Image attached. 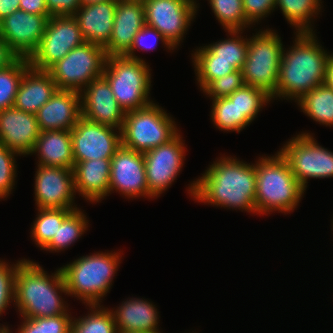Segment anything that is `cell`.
<instances>
[{
    "instance_id": "obj_38",
    "label": "cell",
    "mask_w": 333,
    "mask_h": 333,
    "mask_svg": "<svg viewBox=\"0 0 333 333\" xmlns=\"http://www.w3.org/2000/svg\"><path fill=\"white\" fill-rule=\"evenodd\" d=\"M15 156L18 154L6 146L0 145V199L3 200L10 196L16 183L18 173Z\"/></svg>"
},
{
    "instance_id": "obj_7",
    "label": "cell",
    "mask_w": 333,
    "mask_h": 333,
    "mask_svg": "<svg viewBox=\"0 0 333 333\" xmlns=\"http://www.w3.org/2000/svg\"><path fill=\"white\" fill-rule=\"evenodd\" d=\"M161 106H148L125 112L121 129L122 146L145 153L169 142L179 132L176 122Z\"/></svg>"
},
{
    "instance_id": "obj_5",
    "label": "cell",
    "mask_w": 333,
    "mask_h": 333,
    "mask_svg": "<svg viewBox=\"0 0 333 333\" xmlns=\"http://www.w3.org/2000/svg\"><path fill=\"white\" fill-rule=\"evenodd\" d=\"M121 252H96L60 267L69 296L87 305H101L121 263Z\"/></svg>"
},
{
    "instance_id": "obj_51",
    "label": "cell",
    "mask_w": 333,
    "mask_h": 333,
    "mask_svg": "<svg viewBox=\"0 0 333 333\" xmlns=\"http://www.w3.org/2000/svg\"><path fill=\"white\" fill-rule=\"evenodd\" d=\"M108 0H80L82 5L89 4V3H96V2H103Z\"/></svg>"
},
{
    "instance_id": "obj_27",
    "label": "cell",
    "mask_w": 333,
    "mask_h": 333,
    "mask_svg": "<svg viewBox=\"0 0 333 333\" xmlns=\"http://www.w3.org/2000/svg\"><path fill=\"white\" fill-rule=\"evenodd\" d=\"M244 31H228V39L196 48L192 55H215V60H224L241 70L247 58L248 38L241 36Z\"/></svg>"
},
{
    "instance_id": "obj_1",
    "label": "cell",
    "mask_w": 333,
    "mask_h": 333,
    "mask_svg": "<svg viewBox=\"0 0 333 333\" xmlns=\"http://www.w3.org/2000/svg\"><path fill=\"white\" fill-rule=\"evenodd\" d=\"M187 190L197 202L257 214L255 163L221 156Z\"/></svg>"
},
{
    "instance_id": "obj_14",
    "label": "cell",
    "mask_w": 333,
    "mask_h": 333,
    "mask_svg": "<svg viewBox=\"0 0 333 333\" xmlns=\"http://www.w3.org/2000/svg\"><path fill=\"white\" fill-rule=\"evenodd\" d=\"M184 141L179 131L169 142L143 153L148 190L155 199L171 187L182 170L187 149Z\"/></svg>"
},
{
    "instance_id": "obj_22",
    "label": "cell",
    "mask_w": 333,
    "mask_h": 333,
    "mask_svg": "<svg viewBox=\"0 0 333 333\" xmlns=\"http://www.w3.org/2000/svg\"><path fill=\"white\" fill-rule=\"evenodd\" d=\"M118 0L82 5L73 15L85 41L105 47L112 34Z\"/></svg>"
},
{
    "instance_id": "obj_29",
    "label": "cell",
    "mask_w": 333,
    "mask_h": 333,
    "mask_svg": "<svg viewBox=\"0 0 333 333\" xmlns=\"http://www.w3.org/2000/svg\"><path fill=\"white\" fill-rule=\"evenodd\" d=\"M322 0H276L275 9H281V13L287 22L295 27L296 33L315 32L311 20H315L320 14ZM321 3V4H320Z\"/></svg>"
},
{
    "instance_id": "obj_24",
    "label": "cell",
    "mask_w": 333,
    "mask_h": 333,
    "mask_svg": "<svg viewBox=\"0 0 333 333\" xmlns=\"http://www.w3.org/2000/svg\"><path fill=\"white\" fill-rule=\"evenodd\" d=\"M118 332L158 333L159 312L155 305L142 298H127L115 310L112 308Z\"/></svg>"
},
{
    "instance_id": "obj_53",
    "label": "cell",
    "mask_w": 333,
    "mask_h": 333,
    "mask_svg": "<svg viewBox=\"0 0 333 333\" xmlns=\"http://www.w3.org/2000/svg\"><path fill=\"white\" fill-rule=\"evenodd\" d=\"M129 1H142L143 2L144 0H129Z\"/></svg>"
},
{
    "instance_id": "obj_36",
    "label": "cell",
    "mask_w": 333,
    "mask_h": 333,
    "mask_svg": "<svg viewBox=\"0 0 333 333\" xmlns=\"http://www.w3.org/2000/svg\"><path fill=\"white\" fill-rule=\"evenodd\" d=\"M29 67L28 58L19 57L13 64L0 70V110L14 106L18 86Z\"/></svg>"
},
{
    "instance_id": "obj_20",
    "label": "cell",
    "mask_w": 333,
    "mask_h": 333,
    "mask_svg": "<svg viewBox=\"0 0 333 333\" xmlns=\"http://www.w3.org/2000/svg\"><path fill=\"white\" fill-rule=\"evenodd\" d=\"M144 26V2L118 0L110 41L104 47L106 55H125Z\"/></svg>"
},
{
    "instance_id": "obj_43",
    "label": "cell",
    "mask_w": 333,
    "mask_h": 333,
    "mask_svg": "<svg viewBox=\"0 0 333 333\" xmlns=\"http://www.w3.org/2000/svg\"><path fill=\"white\" fill-rule=\"evenodd\" d=\"M50 16H73L82 6L80 0H45Z\"/></svg>"
},
{
    "instance_id": "obj_37",
    "label": "cell",
    "mask_w": 333,
    "mask_h": 333,
    "mask_svg": "<svg viewBox=\"0 0 333 333\" xmlns=\"http://www.w3.org/2000/svg\"><path fill=\"white\" fill-rule=\"evenodd\" d=\"M192 62L202 91L215 79L236 71L230 62L215 60V55H192Z\"/></svg>"
},
{
    "instance_id": "obj_11",
    "label": "cell",
    "mask_w": 333,
    "mask_h": 333,
    "mask_svg": "<svg viewBox=\"0 0 333 333\" xmlns=\"http://www.w3.org/2000/svg\"><path fill=\"white\" fill-rule=\"evenodd\" d=\"M85 42L74 16L49 18L42 40L28 58L30 67L48 71L72 49Z\"/></svg>"
},
{
    "instance_id": "obj_23",
    "label": "cell",
    "mask_w": 333,
    "mask_h": 333,
    "mask_svg": "<svg viewBox=\"0 0 333 333\" xmlns=\"http://www.w3.org/2000/svg\"><path fill=\"white\" fill-rule=\"evenodd\" d=\"M111 159H94L74 163L75 192L88 202H101L109 196Z\"/></svg>"
},
{
    "instance_id": "obj_28",
    "label": "cell",
    "mask_w": 333,
    "mask_h": 333,
    "mask_svg": "<svg viewBox=\"0 0 333 333\" xmlns=\"http://www.w3.org/2000/svg\"><path fill=\"white\" fill-rule=\"evenodd\" d=\"M296 103L316 123L333 126V90L325 84L310 90Z\"/></svg>"
},
{
    "instance_id": "obj_13",
    "label": "cell",
    "mask_w": 333,
    "mask_h": 333,
    "mask_svg": "<svg viewBox=\"0 0 333 333\" xmlns=\"http://www.w3.org/2000/svg\"><path fill=\"white\" fill-rule=\"evenodd\" d=\"M70 132L74 163L111 159L122 146L121 130L98 124L83 116Z\"/></svg>"
},
{
    "instance_id": "obj_16",
    "label": "cell",
    "mask_w": 333,
    "mask_h": 333,
    "mask_svg": "<svg viewBox=\"0 0 333 333\" xmlns=\"http://www.w3.org/2000/svg\"><path fill=\"white\" fill-rule=\"evenodd\" d=\"M116 191L127 198H154L146 182L143 153L121 146L111 158L109 194Z\"/></svg>"
},
{
    "instance_id": "obj_39",
    "label": "cell",
    "mask_w": 333,
    "mask_h": 333,
    "mask_svg": "<svg viewBox=\"0 0 333 333\" xmlns=\"http://www.w3.org/2000/svg\"><path fill=\"white\" fill-rule=\"evenodd\" d=\"M20 259L16 264L6 263L0 260V317L7 310L10 303L15 302V279Z\"/></svg>"
},
{
    "instance_id": "obj_26",
    "label": "cell",
    "mask_w": 333,
    "mask_h": 333,
    "mask_svg": "<svg viewBox=\"0 0 333 333\" xmlns=\"http://www.w3.org/2000/svg\"><path fill=\"white\" fill-rule=\"evenodd\" d=\"M32 154H37L39 159L37 165L73 169L71 132L69 130H45L40 132Z\"/></svg>"
},
{
    "instance_id": "obj_30",
    "label": "cell",
    "mask_w": 333,
    "mask_h": 333,
    "mask_svg": "<svg viewBox=\"0 0 333 333\" xmlns=\"http://www.w3.org/2000/svg\"><path fill=\"white\" fill-rule=\"evenodd\" d=\"M86 216L81 208L73 210L61 225H58V231L42 250L61 252L73 245L88 229L89 220Z\"/></svg>"
},
{
    "instance_id": "obj_3",
    "label": "cell",
    "mask_w": 333,
    "mask_h": 333,
    "mask_svg": "<svg viewBox=\"0 0 333 333\" xmlns=\"http://www.w3.org/2000/svg\"><path fill=\"white\" fill-rule=\"evenodd\" d=\"M62 293L68 294L60 268L49 275L39 263L32 260L24 259L19 264L14 304L20 318L52 317L70 313Z\"/></svg>"
},
{
    "instance_id": "obj_31",
    "label": "cell",
    "mask_w": 333,
    "mask_h": 333,
    "mask_svg": "<svg viewBox=\"0 0 333 333\" xmlns=\"http://www.w3.org/2000/svg\"><path fill=\"white\" fill-rule=\"evenodd\" d=\"M90 313L78 319L73 317L71 333H118L111 309L88 305Z\"/></svg>"
},
{
    "instance_id": "obj_41",
    "label": "cell",
    "mask_w": 333,
    "mask_h": 333,
    "mask_svg": "<svg viewBox=\"0 0 333 333\" xmlns=\"http://www.w3.org/2000/svg\"><path fill=\"white\" fill-rule=\"evenodd\" d=\"M150 36L153 38H151ZM148 38H151V41ZM148 40L150 41V43H147ZM158 40L161 41V43L165 45L168 50H174V48L167 42V40L161 33H159L156 29L145 25L135 36L133 44L130 50L125 54V56L144 61V59L135 55V51L137 49L141 51H148L151 49L153 50V48L156 47Z\"/></svg>"
},
{
    "instance_id": "obj_47",
    "label": "cell",
    "mask_w": 333,
    "mask_h": 333,
    "mask_svg": "<svg viewBox=\"0 0 333 333\" xmlns=\"http://www.w3.org/2000/svg\"><path fill=\"white\" fill-rule=\"evenodd\" d=\"M18 58L19 56L0 36V70L13 64Z\"/></svg>"
},
{
    "instance_id": "obj_45",
    "label": "cell",
    "mask_w": 333,
    "mask_h": 333,
    "mask_svg": "<svg viewBox=\"0 0 333 333\" xmlns=\"http://www.w3.org/2000/svg\"><path fill=\"white\" fill-rule=\"evenodd\" d=\"M22 323L16 330L17 333H46L45 317L22 318Z\"/></svg>"
},
{
    "instance_id": "obj_10",
    "label": "cell",
    "mask_w": 333,
    "mask_h": 333,
    "mask_svg": "<svg viewBox=\"0 0 333 333\" xmlns=\"http://www.w3.org/2000/svg\"><path fill=\"white\" fill-rule=\"evenodd\" d=\"M312 134L301 132L278 151L305 190L310 178L333 177V151L319 145Z\"/></svg>"
},
{
    "instance_id": "obj_34",
    "label": "cell",
    "mask_w": 333,
    "mask_h": 333,
    "mask_svg": "<svg viewBox=\"0 0 333 333\" xmlns=\"http://www.w3.org/2000/svg\"><path fill=\"white\" fill-rule=\"evenodd\" d=\"M211 100V119L221 131L240 133L251 124L244 116H239L238 108L228 97Z\"/></svg>"
},
{
    "instance_id": "obj_52",
    "label": "cell",
    "mask_w": 333,
    "mask_h": 333,
    "mask_svg": "<svg viewBox=\"0 0 333 333\" xmlns=\"http://www.w3.org/2000/svg\"><path fill=\"white\" fill-rule=\"evenodd\" d=\"M118 333H148V332H118ZM161 333V332H158Z\"/></svg>"
},
{
    "instance_id": "obj_49",
    "label": "cell",
    "mask_w": 333,
    "mask_h": 333,
    "mask_svg": "<svg viewBox=\"0 0 333 333\" xmlns=\"http://www.w3.org/2000/svg\"><path fill=\"white\" fill-rule=\"evenodd\" d=\"M324 84L333 90V53L329 56L326 63Z\"/></svg>"
},
{
    "instance_id": "obj_40",
    "label": "cell",
    "mask_w": 333,
    "mask_h": 333,
    "mask_svg": "<svg viewBox=\"0 0 333 333\" xmlns=\"http://www.w3.org/2000/svg\"><path fill=\"white\" fill-rule=\"evenodd\" d=\"M244 85L241 70L222 76L212 81L203 92L211 99L225 98Z\"/></svg>"
},
{
    "instance_id": "obj_42",
    "label": "cell",
    "mask_w": 333,
    "mask_h": 333,
    "mask_svg": "<svg viewBox=\"0 0 333 333\" xmlns=\"http://www.w3.org/2000/svg\"><path fill=\"white\" fill-rule=\"evenodd\" d=\"M275 6L276 0H243L245 17L251 27L274 12Z\"/></svg>"
},
{
    "instance_id": "obj_21",
    "label": "cell",
    "mask_w": 333,
    "mask_h": 333,
    "mask_svg": "<svg viewBox=\"0 0 333 333\" xmlns=\"http://www.w3.org/2000/svg\"><path fill=\"white\" fill-rule=\"evenodd\" d=\"M81 114V95L71 90L57 89L36 113L40 132L45 130L71 131Z\"/></svg>"
},
{
    "instance_id": "obj_15",
    "label": "cell",
    "mask_w": 333,
    "mask_h": 333,
    "mask_svg": "<svg viewBox=\"0 0 333 333\" xmlns=\"http://www.w3.org/2000/svg\"><path fill=\"white\" fill-rule=\"evenodd\" d=\"M34 198L40 209H78L73 169L37 165ZM75 204V205H74Z\"/></svg>"
},
{
    "instance_id": "obj_8",
    "label": "cell",
    "mask_w": 333,
    "mask_h": 333,
    "mask_svg": "<svg viewBox=\"0 0 333 333\" xmlns=\"http://www.w3.org/2000/svg\"><path fill=\"white\" fill-rule=\"evenodd\" d=\"M257 32L248 38L247 58L241 69L243 80L245 85L262 89L272 96L277 89L284 46L275 29Z\"/></svg>"
},
{
    "instance_id": "obj_9",
    "label": "cell",
    "mask_w": 333,
    "mask_h": 333,
    "mask_svg": "<svg viewBox=\"0 0 333 333\" xmlns=\"http://www.w3.org/2000/svg\"><path fill=\"white\" fill-rule=\"evenodd\" d=\"M107 55L104 47L85 41L55 63L48 72L57 89L81 92L102 77Z\"/></svg>"
},
{
    "instance_id": "obj_18",
    "label": "cell",
    "mask_w": 333,
    "mask_h": 333,
    "mask_svg": "<svg viewBox=\"0 0 333 333\" xmlns=\"http://www.w3.org/2000/svg\"><path fill=\"white\" fill-rule=\"evenodd\" d=\"M81 114L98 124L121 130L125 111L119 106L107 80H92L81 92Z\"/></svg>"
},
{
    "instance_id": "obj_2",
    "label": "cell",
    "mask_w": 333,
    "mask_h": 333,
    "mask_svg": "<svg viewBox=\"0 0 333 333\" xmlns=\"http://www.w3.org/2000/svg\"><path fill=\"white\" fill-rule=\"evenodd\" d=\"M294 34L295 43L282 51L277 89L272 100L279 97L297 102L310 90L324 84L330 52L320 46L315 32Z\"/></svg>"
},
{
    "instance_id": "obj_6",
    "label": "cell",
    "mask_w": 333,
    "mask_h": 333,
    "mask_svg": "<svg viewBox=\"0 0 333 333\" xmlns=\"http://www.w3.org/2000/svg\"><path fill=\"white\" fill-rule=\"evenodd\" d=\"M151 69L148 62L125 55L107 56L103 77L109 83L119 106L138 110L154 102L150 99Z\"/></svg>"
},
{
    "instance_id": "obj_12",
    "label": "cell",
    "mask_w": 333,
    "mask_h": 333,
    "mask_svg": "<svg viewBox=\"0 0 333 333\" xmlns=\"http://www.w3.org/2000/svg\"><path fill=\"white\" fill-rule=\"evenodd\" d=\"M145 25L156 29L178 48L199 8L196 0H144Z\"/></svg>"
},
{
    "instance_id": "obj_19",
    "label": "cell",
    "mask_w": 333,
    "mask_h": 333,
    "mask_svg": "<svg viewBox=\"0 0 333 333\" xmlns=\"http://www.w3.org/2000/svg\"><path fill=\"white\" fill-rule=\"evenodd\" d=\"M40 130L36 114L13 107L0 110V145L19 156L31 155Z\"/></svg>"
},
{
    "instance_id": "obj_33",
    "label": "cell",
    "mask_w": 333,
    "mask_h": 333,
    "mask_svg": "<svg viewBox=\"0 0 333 333\" xmlns=\"http://www.w3.org/2000/svg\"><path fill=\"white\" fill-rule=\"evenodd\" d=\"M235 103L239 116H244L250 123L272 99L264 90L251 85H243L228 96Z\"/></svg>"
},
{
    "instance_id": "obj_17",
    "label": "cell",
    "mask_w": 333,
    "mask_h": 333,
    "mask_svg": "<svg viewBox=\"0 0 333 333\" xmlns=\"http://www.w3.org/2000/svg\"><path fill=\"white\" fill-rule=\"evenodd\" d=\"M50 17L17 10L0 21V36L19 57L29 58L39 46Z\"/></svg>"
},
{
    "instance_id": "obj_44",
    "label": "cell",
    "mask_w": 333,
    "mask_h": 333,
    "mask_svg": "<svg viewBox=\"0 0 333 333\" xmlns=\"http://www.w3.org/2000/svg\"><path fill=\"white\" fill-rule=\"evenodd\" d=\"M71 313H65L58 316L45 317L46 333H71L72 323Z\"/></svg>"
},
{
    "instance_id": "obj_32",
    "label": "cell",
    "mask_w": 333,
    "mask_h": 333,
    "mask_svg": "<svg viewBox=\"0 0 333 333\" xmlns=\"http://www.w3.org/2000/svg\"><path fill=\"white\" fill-rule=\"evenodd\" d=\"M75 209H40L33 221L31 237L37 247L43 249L58 231V225Z\"/></svg>"
},
{
    "instance_id": "obj_46",
    "label": "cell",
    "mask_w": 333,
    "mask_h": 333,
    "mask_svg": "<svg viewBox=\"0 0 333 333\" xmlns=\"http://www.w3.org/2000/svg\"><path fill=\"white\" fill-rule=\"evenodd\" d=\"M20 10L30 14L50 15L45 0H20Z\"/></svg>"
},
{
    "instance_id": "obj_50",
    "label": "cell",
    "mask_w": 333,
    "mask_h": 333,
    "mask_svg": "<svg viewBox=\"0 0 333 333\" xmlns=\"http://www.w3.org/2000/svg\"><path fill=\"white\" fill-rule=\"evenodd\" d=\"M10 327L7 325H3L2 324V326L0 325V333H13V331H11L10 329H9Z\"/></svg>"
},
{
    "instance_id": "obj_48",
    "label": "cell",
    "mask_w": 333,
    "mask_h": 333,
    "mask_svg": "<svg viewBox=\"0 0 333 333\" xmlns=\"http://www.w3.org/2000/svg\"><path fill=\"white\" fill-rule=\"evenodd\" d=\"M20 10V0H0V21Z\"/></svg>"
},
{
    "instance_id": "obj_25",
    "label": "cell",
    "mask_w": 333,
    "mask_h": 333,
    "mask_svg": "<svg viewBox=\"0 0 333 333\" xmlns=\"http://www.w3.org/2000/svg\"><path fill=\"white\" fill-rule=\"evenodd\" d=\"M56 90V84L48 71L29 67L18 86L14 107L36 114Z\"/></svg>"
},
{
    "instance_id": "obj_4",
    "label": "cell",
    "mask_w": 333,
    "mask_h": 333,
    "mask_svg": "<svg viewBox=\"0 0 333 333\" xmlns=\"http://www.w3.org/2000/svg\"><path fill=\"white\" fill-rule=\"evenodd\" d=\"M274 155L262 156L255 161V208L259 215H268L274 211L284 214L293 212L306 191L282 155L279 152Z\"/></svg>"
},
{
    "instance_id": "obj_35",
    "label": "cell",
    "mask_w": 333,
    "mask_h": 333,
    "mask_svg": "<svg viewBox=\"0 0 333 333\" xmlns=\"http://www.w3.org/2000/svg\"><path fill=\"white\" fill-rule=\"evenodd\" d=\"M225 32L243 31L251 26L245 17L243 0H208Z\"/></svg>"
}]
</instances>
